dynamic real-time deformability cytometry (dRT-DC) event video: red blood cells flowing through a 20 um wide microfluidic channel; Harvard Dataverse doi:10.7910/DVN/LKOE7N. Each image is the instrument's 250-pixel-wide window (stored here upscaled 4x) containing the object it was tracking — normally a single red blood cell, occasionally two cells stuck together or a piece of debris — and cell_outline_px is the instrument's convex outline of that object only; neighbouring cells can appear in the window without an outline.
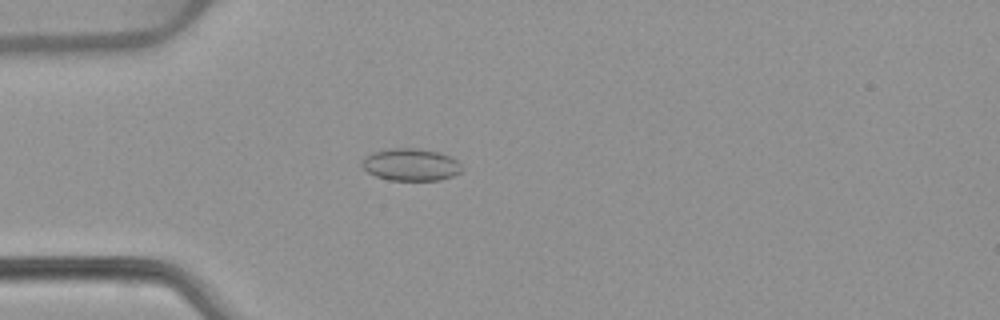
{"species": "common noctule bat (a hibernating species)", "species_latin": "Nyctalus noctula", "temperature_condition": "warm", "stored_images_in_passage": 48, "camera_frame_rate_fps": 3000, "um_per_image_px": 0.085, "animal": {"sex": "female", "body_mass_g": 22.7, "forearm_length_mm": 54.2}, "frame": {"image": 1, "passage_image": 15, "time_ms": 4.667, "image_size_px": [1000, 320], "cell_outline_px": [[464, 168], [460, 172], [452, 176], [440, 180], [388, 180], [376, 176], [368, 172], [360, 164], [360, 160], [372, 152], [392, 148], [420, 148], [440, 152], [452, 156]], "centroid_in_image_um": [34.92, 13.98], "position_along_channel_um": 50.1, "area_um2": 19.02}}
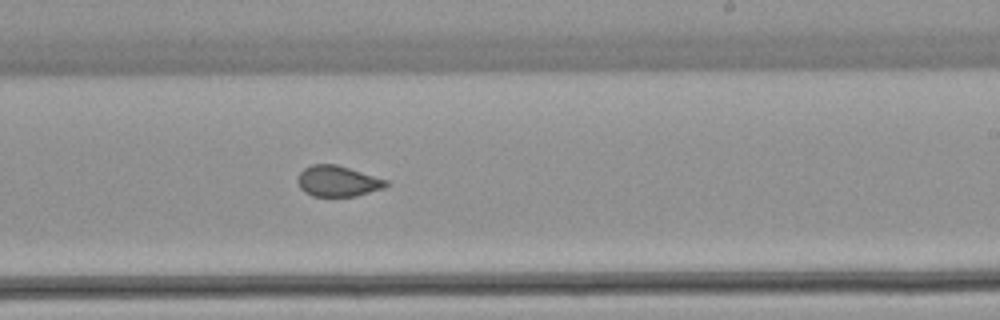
{"frame": {"image": 2, "passage_image": 32, "time_ms": 10.333, "image_size_px": [1000, 320], "cell_outline_px": [[388, 184], [384, 188], [356, 196], [312, 196], [304, 192], [300, 188], [296, 180], [300, 172], [304, 168], [312, 164], [336, 164], [388, 180]], "centroid_in_image_um": [28.68, 15.4], "position_along_channel_um": 260.3, "area_um2": 15.9}}
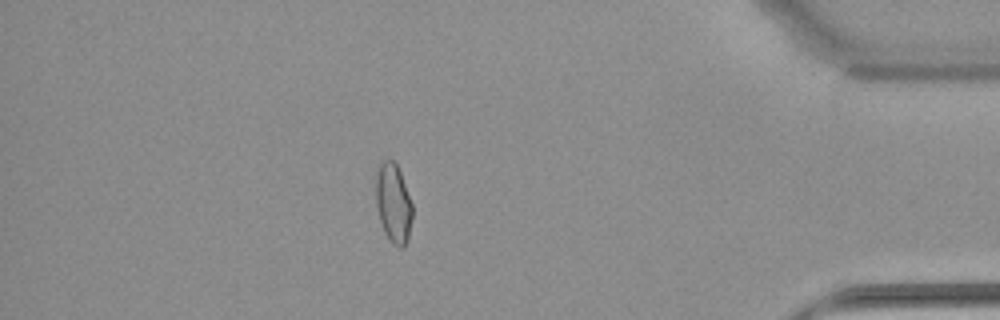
{"frame": {"image": 3, "passage_image": 46, "time_ms": 15.0, "image_size_px": [1000, 320], "cell_outline_px": [[412, 216], [408, 240], [400, 248], [392, 244], [388, 240], [384, 232], [380, 220], [376, 204], [376, 176], [380, 164], [384, 160], [392, 160], [396, 164], [400, 172], [412, 204]], "centroid_in_image_um": [33.43, 17.31], "position_along_channel_um": 401.8, "area_um2": 16.7}, "authors_computed_cell_mechanics": {"area_um2": 17.0799, "velocity_mm_per_s": 3.9164, "shape_relaxation_time_tau1_ms": null, "shape_relaxation_time_tau2_ms": 1.0246, "deformation_change_tau1": null, "deformation_change_tau2": 0.0657}}